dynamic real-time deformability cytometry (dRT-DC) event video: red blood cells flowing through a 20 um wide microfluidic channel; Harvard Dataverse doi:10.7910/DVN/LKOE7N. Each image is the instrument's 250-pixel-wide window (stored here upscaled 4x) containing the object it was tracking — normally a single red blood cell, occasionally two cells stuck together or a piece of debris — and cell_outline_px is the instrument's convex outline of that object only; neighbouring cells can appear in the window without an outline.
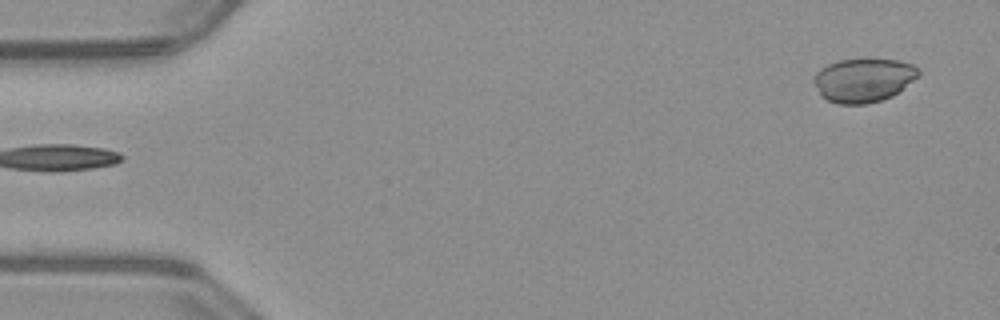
{"species": "common noctule bat (a hibernating species)", "species_latin": "Nyctalus noctula", "temperature_condition": "warm", "stored_images_in_passage": 10, "camera_frame_rate_fps": 3000, "um_per_image_px": 0.085, "animal": {"sex": "male", "body_mass_g": 23.1, "forearm_length_mm": 52.7}, "frame": {"image": 1, "passage_image": 1, "time_ms": 0.0, "image_size_px": [1000, 320], "cell_outline_px": [[920, 76], [892, 96], [868, 104], [836, 104], [820, 96], [812, 80], [812, 76], [820, 68], [836, 60], [900, 60], [912, 64], [920, 68]], "centroid_in_image_um": [73.38, 6.82], "position_along_channel_um": 11.6, "area_um2": 26.93}}